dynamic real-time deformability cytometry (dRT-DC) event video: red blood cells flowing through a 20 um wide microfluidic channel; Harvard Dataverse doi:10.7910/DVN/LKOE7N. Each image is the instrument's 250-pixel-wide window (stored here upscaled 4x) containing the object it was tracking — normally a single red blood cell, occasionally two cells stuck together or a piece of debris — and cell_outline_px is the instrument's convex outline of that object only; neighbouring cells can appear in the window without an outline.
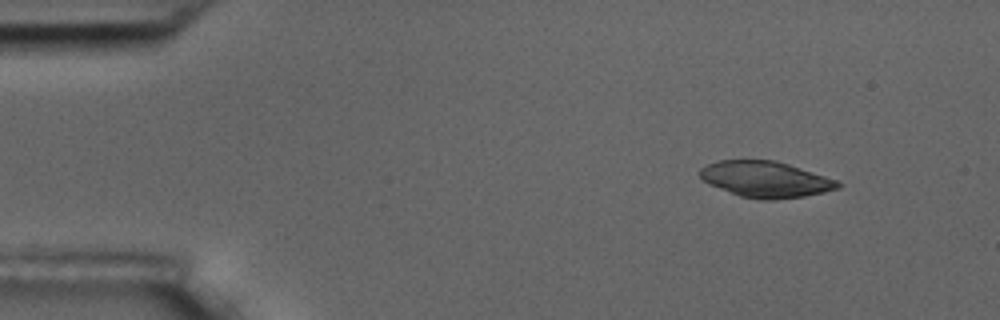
{"species": "common noctule bat (a hibernating species)", "species_latin": "Nyctalus noctula", "temperature_condition": "room temperature", "stored_images_in_passage": 5, "camera_frame_rate_fps": 3000, "um_per_image_px": 0.085, "animal": {"sex": "male", "body_mass_g": 17.5, "forearm_length_mm": 52.3}, "frame": {"image": 1, "passage_image": 1, "time_ms": 0.0, "image_size_px": [1000, 320], "cell_outline_px": [[844, 184], [840, 188], [824, 192], [804, 196], [772, 200], [760, 200], [740, 196], [708, 184], [700, 176], [700, 168], [716, 160], [772, 160], [788, 164], [836, 180]], "centroid_in_image_um": [65.07, 15.25], "position_along_channel_um": 19.9, "area_um2": 28.84}}